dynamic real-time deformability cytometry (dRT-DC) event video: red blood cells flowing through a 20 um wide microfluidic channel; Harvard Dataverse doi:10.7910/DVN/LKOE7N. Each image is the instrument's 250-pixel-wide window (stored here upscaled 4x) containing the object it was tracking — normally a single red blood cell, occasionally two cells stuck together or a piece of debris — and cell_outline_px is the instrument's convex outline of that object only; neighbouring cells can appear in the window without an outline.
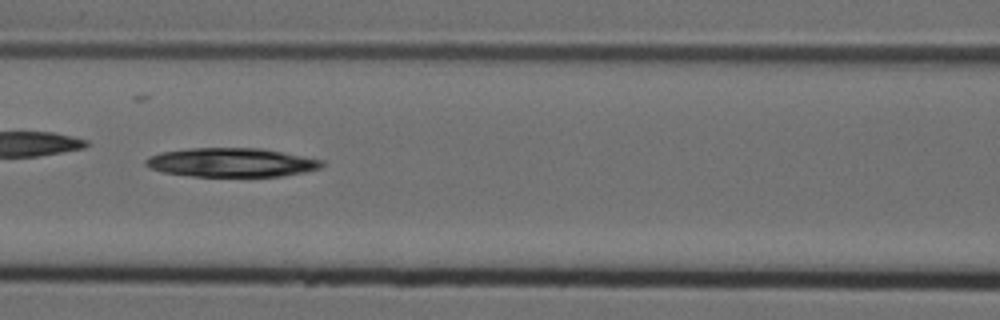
{"species": "Egyptian fruit bat (a non-hibernating species)", "species_latin": "Rousettus aegyptiacus", "temperature_condition": "cold", "stored_images_in_passage": 53, "camera_frame_rate_fps": 3000, "um_per_image_px": 0.085, "animal": {"sex": "female"}, "frame": {"image": 1, "passage_image": 23, "time_ms": 7.333, "image_size_px": [1000, 320], "cell_outline_px": [[324, 164], [320, 168], [304, 172], [280, 176], [192, 176], [164, 172], [152, 168], [144, 164], [144, 160], [148, 156], [160, 152], [188, 148], [264, 148], [324, 160]], "centroid_in_image_um": [19.67, 13.8], "position_along_channel_um": 146.9, "area_um2": 29.77}}
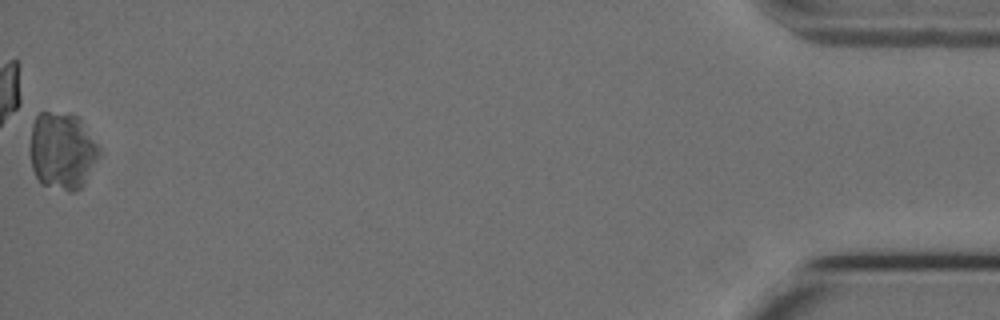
{"frame": {"image": 2, "passage_image": 53, "time_ms": 17.333, "image_size_px": [1000, 320], "cell_outline_px": [[100, 152], [84, 184], [76, 192], [68, 192], [40, 184], [32, 168], [28, 148], [28, 144], [32, 124], [36, 116], [40, 112], [68, 112], [80, 116], [100, 148]], "centroid_in_image_um": [5.26, 12.79], "position_along_channel_um": 429.9, "area_um2": 31.91}}